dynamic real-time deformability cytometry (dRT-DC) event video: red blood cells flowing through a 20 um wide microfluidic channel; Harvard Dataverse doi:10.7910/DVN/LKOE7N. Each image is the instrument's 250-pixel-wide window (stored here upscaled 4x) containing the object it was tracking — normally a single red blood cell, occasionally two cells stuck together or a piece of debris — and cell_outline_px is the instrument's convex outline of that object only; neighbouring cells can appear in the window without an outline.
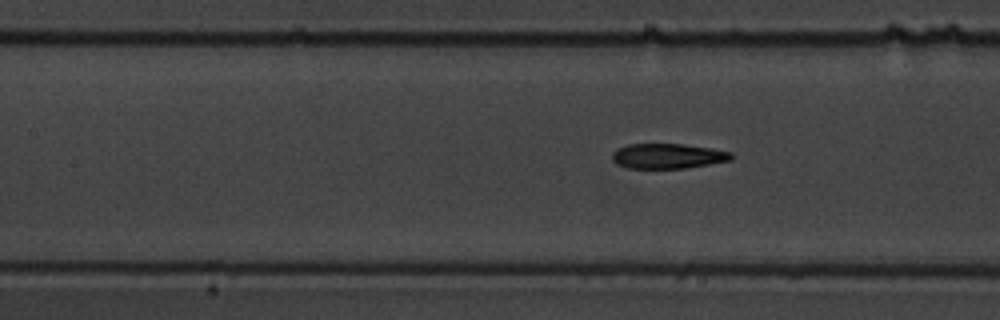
{"species": "common noctule bat (a hibernating species)", "species_latin": "Nyctalus noctula", "temperature_condition": "warm", "stored_images_in_passage": 9, "segment_of_instrument_passage": [2, 2], "camera_frame_rate_fps": 3000, "um_per_image_px": 0.085, "animal": {"sex": "male", "body_mass_g": 19.5, "forearm_length_mm": 54.6}, "frame": {"image": 1, "passage_image": 9, "time_ms": 10.333, "image_size_px": [1000, 320], "cell_outline_px": [[732, 160], [684, 168], [628, 168], [616, 164], [612, 160], [612, 152], [628, 144], [684, 144], [712, 148], [732, 152]], "centroid_in_image_um": [56.76, 13.26], "position_along_channel_um": 150.6, "area_um2": 17.34}}